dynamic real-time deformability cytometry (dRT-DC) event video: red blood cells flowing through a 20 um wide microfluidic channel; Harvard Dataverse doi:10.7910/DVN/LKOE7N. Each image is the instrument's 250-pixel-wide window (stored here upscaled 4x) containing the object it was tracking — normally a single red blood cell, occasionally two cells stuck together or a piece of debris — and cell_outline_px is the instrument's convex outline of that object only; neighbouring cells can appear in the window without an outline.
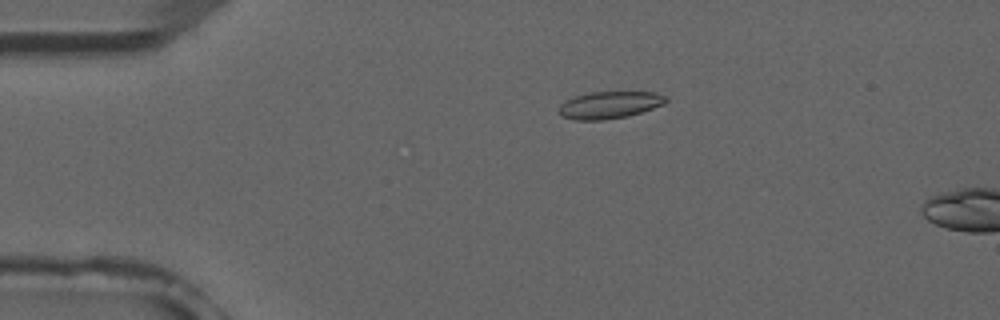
{"species": "common noctule bat (a hibernating species)", "species_latin": "Nyctalus noctula", "temperature_condition": "room temperature", "stored_images_in_passage": 15, "camera_frame_rate_fps": 3000, "um_per_image_px": 0.085, "animal": {"sex": "male", "forearm_length_mm": 52.5}, "frame": {"image": 1, "passage_image": 11, "time_ms": 3.333, "image_size_px": [1000, 320], "cell_outline_px": [[668, 100], [664, 104], [628, 116], [604, 120], [572, 120], [560, 116], [556, 112], [560, 104], [564, 100], [572, 96], [592, 92], [656, 92], [668, 96]], "centroid_in_image_um": [51.75, 8.92], "position_along_channel_um": 33.3, "area_um2": 17.28}}